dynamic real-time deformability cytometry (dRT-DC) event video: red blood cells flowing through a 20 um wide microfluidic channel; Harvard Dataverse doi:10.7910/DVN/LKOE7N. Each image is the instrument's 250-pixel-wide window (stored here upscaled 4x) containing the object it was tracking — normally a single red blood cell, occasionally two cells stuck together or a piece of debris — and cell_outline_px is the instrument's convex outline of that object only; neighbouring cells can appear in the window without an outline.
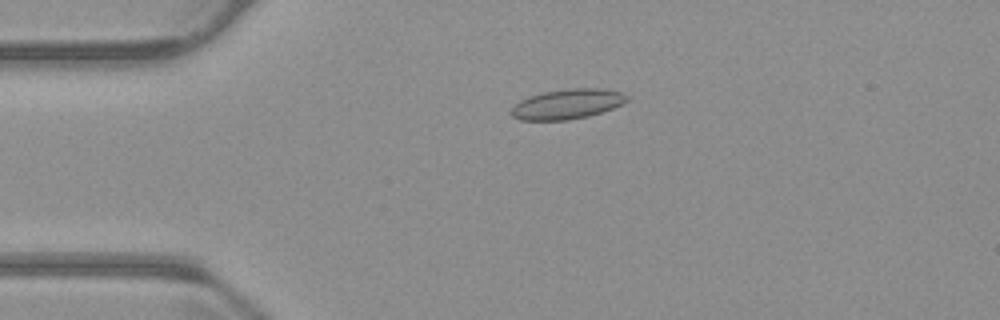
{"species": "common noctule bat (a hibernating species)", "species_latin": "Nyctalus noctula", "temperature_condition": "warm", "stored_images_in_passage": 56, "camera_frame_rate_fps": 3000, "um_per_image_px": 0.085, "animal": {"sex": "male", "body_mass_g": 23.1, "forearm_length_mm": 52.7}, "frame": {"image": 1, "passage_image": 13, "time_ms": 4.0, "image_size_px": [1000, 320], "cell_outline_px": [[628, 100], [612, 108], [588, 116], [568, 120], [520, 120], [512, 116], [508, 112], [520, 100], [528, 96], [544, 92], [568, 88], [604, 88], [620, 92], [628, 96]], "centroid_in_image_um": [48.18, 8.84], "position_along_channel_um": 36.8, "area_um2": 20.17}}
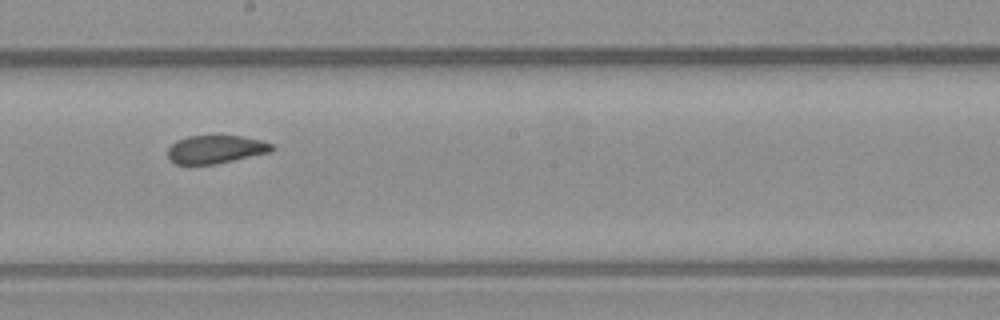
{"frame": {"image": 2, "passage_image": 31, "time_ms": 10.0, "image_size_px": [1000, 320], "cell_outline_px": [[276, 148], [272, 152], [216, 164], [176, 164], [168, 160], [168, 148], [176, 140], [188, 136], [240, 136], [260, 140], [272, 144]], "centroid_in_image_um": [18.34, 12.7], "position_along_channel_um": 229.9, "area_um2": 17.17}}
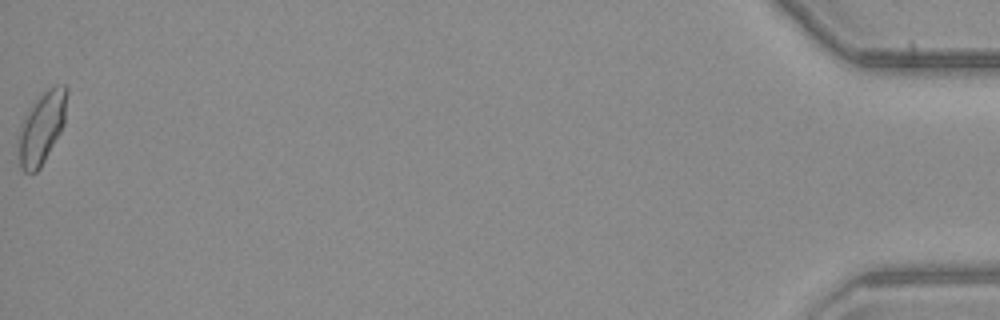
{"frame": {"image": 3, "passage_image": 56, "time_ms": 18.333, "image_size_px": [1000, 320], "cell_outline_px": [[68, 92], [64, 124], [60, 132], [40, 168], [36, 172], [24, 172], [20, 168], [16, 148], [16, 140], [20, 124], [28, 108], [48, 88], [56, 84], [64, 84], [68, 88]], "centroid_in_image_um": [3.51, 10.85], "position_along_channel_um": 431.7, "area_um2": 20.81}, "authors_computed_cell_mechanics": {"area_um2": 18.5249, "velocity_mm_per_s": 3.745, "shape_relaxation_time_tau1_ms": null, "shape_relaxation_time_tau2_ms": 1.2737, "deformation_change_tau1": null, "deformation_change_tau2": 0.0618}}